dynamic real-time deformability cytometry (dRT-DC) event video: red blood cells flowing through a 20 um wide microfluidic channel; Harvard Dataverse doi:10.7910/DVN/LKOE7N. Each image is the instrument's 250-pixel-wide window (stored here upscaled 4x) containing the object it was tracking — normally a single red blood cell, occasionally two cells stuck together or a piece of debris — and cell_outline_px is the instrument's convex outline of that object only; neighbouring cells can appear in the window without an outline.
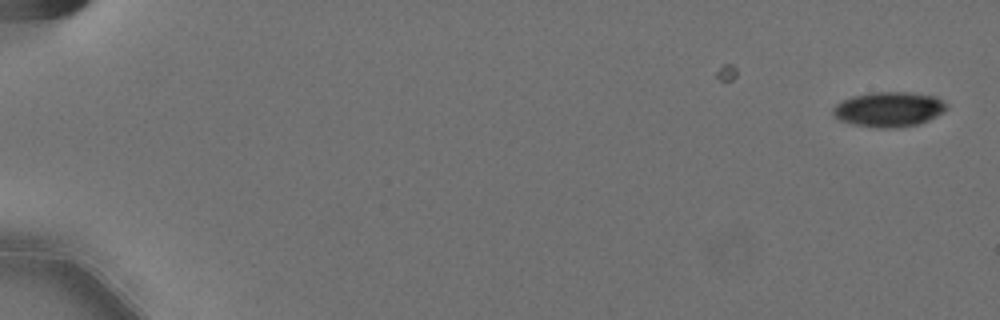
{"species": "Egyptian fruit bat (a non-hibernating species)", "species_latin": "Rousettus aegyptiacus", "temperature_condition": "cold", "stored_images_in_passage": 9, "camera_frame_rate_fps": 3000, "um_per_image_px": 0.085, "animal": {"sex": "female"}, "frame": {"image": 1, "passage_image": 1, "time_ms": 0.0, "image_size_px": [1000, 320], "cell_outline_px": [[948, 108], [936, 116], [928, 120], [916, 124], [892, 128], [876, 128], [852, 124], [840, 120], [832, 112], [832, 108], [836, 104], [852, 96], [872, 92], [912, 92], [936, 96], [948, 104]], "centroid_in_image_um": [75.56, 9.28], "position_along_channel_um": 9.4, "area_um2": 23.12}}